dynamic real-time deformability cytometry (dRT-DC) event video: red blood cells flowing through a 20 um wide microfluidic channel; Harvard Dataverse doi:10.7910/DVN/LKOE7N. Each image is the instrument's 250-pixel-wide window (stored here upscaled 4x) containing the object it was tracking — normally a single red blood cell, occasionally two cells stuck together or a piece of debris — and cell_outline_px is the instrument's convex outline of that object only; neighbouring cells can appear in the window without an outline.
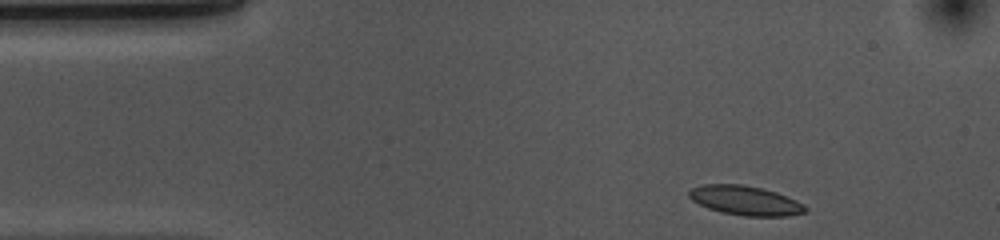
{"species": "common noctule bat (a hibernating species)", "species_latin": "Nyctalus noctula", "temperature_condition": "cold", "stored_images_in_passage": 37, "camera_frame_rate_fps": 3000, "um_per_image_px": 0.085, "animal": {"sex": "female", "body_mass_g": 10.0, "forearm_length_mm": 53.1}, "frame": {"image": 1, "passage_image": 1, "time_ms": 0.0, "image_size_px": [1000, 240], "cell_outline_px": [[808, 212], [788, 216], [744, 216], [720, 212], [708, 208], [692, 200], [688, 196], [688, 192], [692, 188], [704, 184], [744, 184], [776, 192], [796, 200], [804, 204], [808, 208]], "centroid_in_image_um": [63.37, 17.05], "position_along_channel_um": 21.6, "area_um2": 20.0}}
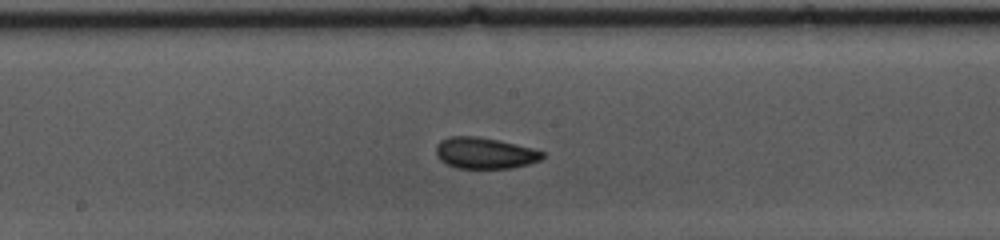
{"frame": {"image": 2, "passage_image": 21, "time_ms": 6.667, "image_size_px": [1000, 240], "cell_outline_px": [[544, 156], [540, 160], [528, 164], [512, 168], [456, 168], [440, 160], [436, 156], [436, 144], [440, 140], [448, 136], [476, 136], [500, 140], [532, 148], [544, 152]], "centroid_in_image_um": [41.18, 13.0], "position_along_channel_um": 207.0, "area_um2": 19.48}}
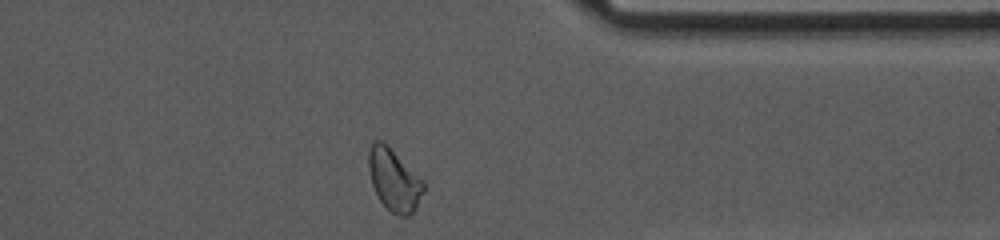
{"frame": {"image": 3, "passage_image": 36, "time_ms": 11.667, "image_size_px": [1000, 240], "cell_outline_px": [[424, 192], [416, 208], [408, 216], [400, 216], [392, 212], [380, 200], [372, 184], [368, 168], [368, 152], [372, 144], [376, 140], [380, 140], [388, 144], [424, 180]], "centroid_in_image_um": [33.51, 15.26], "position_along_channel_um": 377.9, "area_um2": 19.94}, "authors_computed_cell_mechanics": {"area_um2": 19.5942, "velocity_mm_per_s": 3.6572, "shape_relaxation_time_tau1_ms": 3.08, "shape_relaxation_time_tau2_ms": 1.3969, "deformation_change_tau1": 0.0935, "deformation_change_tau2": 0.0627}}